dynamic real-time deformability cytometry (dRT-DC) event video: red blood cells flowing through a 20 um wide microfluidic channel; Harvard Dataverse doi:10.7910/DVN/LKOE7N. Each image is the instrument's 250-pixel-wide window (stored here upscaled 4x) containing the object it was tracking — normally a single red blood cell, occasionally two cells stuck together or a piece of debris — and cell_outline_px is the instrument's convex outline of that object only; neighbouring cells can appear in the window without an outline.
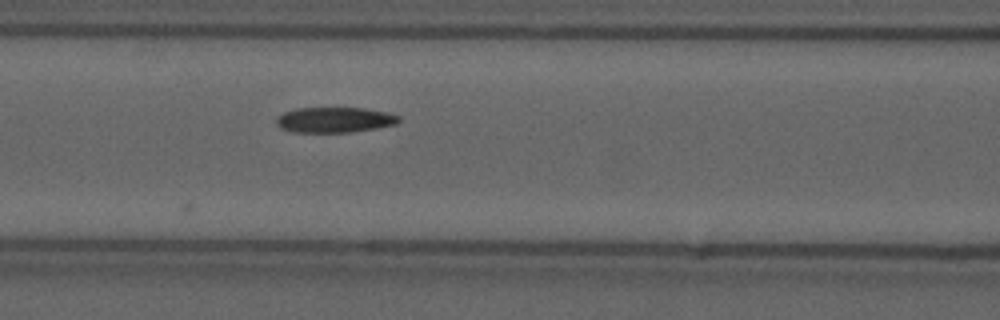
{"species": "common noctule bat (a hibernating species)", "species_latin": "Nyctalus noctula", "temperature_condition": "cold", "stored_images_in_passage": 8, "camera_frame_rate_fps": 3000, "um_per_image_px": 0.085, "animal": {"sex": "male", "forearm_length_mm": 52.5}, "frame": {"image": 1, "passage_image": 8, "time_ms": 2.333, "image_size_px": [1000, 320], "cell_outline_px": [[400, 120], [396, 124], [376, 128], [352, 132], [292, 132], [280, 128], [276, 124], [276, 116], [284, 112], [296, 108], [364, 108], [388, 112], [400, 116]], "centroid_in_image_um": [28.42, 10.18], "position_along_channel_um": 138.2, "area_um2": 18.26}}